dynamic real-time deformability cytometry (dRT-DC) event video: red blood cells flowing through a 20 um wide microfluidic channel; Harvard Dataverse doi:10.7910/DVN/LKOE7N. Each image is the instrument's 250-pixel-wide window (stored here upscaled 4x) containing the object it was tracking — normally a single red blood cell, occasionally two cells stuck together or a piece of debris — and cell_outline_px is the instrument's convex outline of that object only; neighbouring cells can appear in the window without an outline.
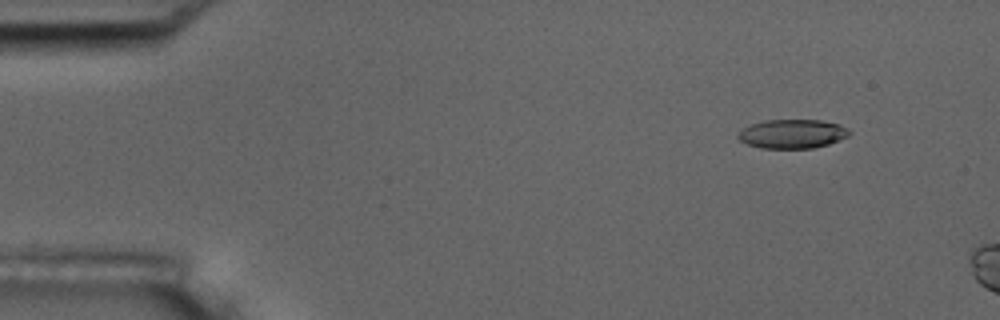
{"species": "common noctule bat (a hibernating species)", "species_latin": "Nyctalus noctula", "temperature_condition": "room temperature", "stored_images_in_passage": 4, "camera_frame_rate_fps": 3000, "um_per_image_px": 0.085, "animal": {"sex": "male", "body_mass_g": 17.5, "forearm_length_mm": 52.3}, "frame": {"image": 1, "passage_image": 1, "time_ms": 0.0, "image_size_px": [1000, 320], "cell_outline_px": [[852, 132], [848, 136], [828, 144], [812, 148], [760, 148], [748, 144], [740, 140], [736, 136], [744, 128], [752, 124], [764, 120], [820, 120], [840, 124], [848, 128]], "centroid_in_image_um": [67.37, 11.37], "position_along_channel_um": 17.6, "area_um2": 18.73}}